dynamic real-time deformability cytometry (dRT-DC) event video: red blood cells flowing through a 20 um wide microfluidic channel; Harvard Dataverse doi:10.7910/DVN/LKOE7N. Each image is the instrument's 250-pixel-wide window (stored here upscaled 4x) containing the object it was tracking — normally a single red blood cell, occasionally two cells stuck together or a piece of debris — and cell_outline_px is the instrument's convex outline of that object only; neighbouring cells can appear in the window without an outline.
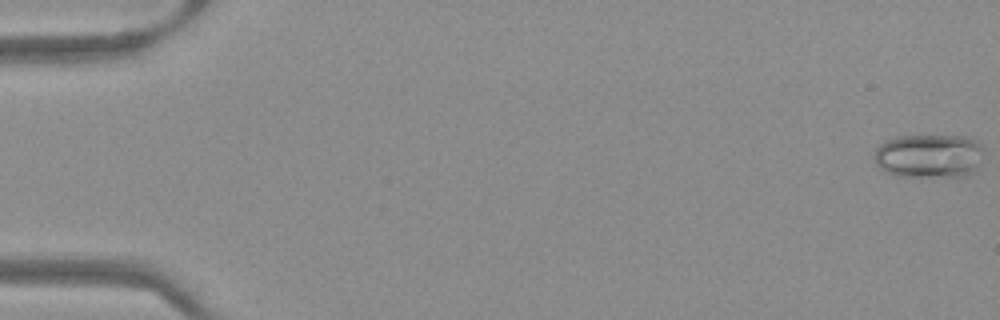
{"species": "Egyptian fruit bat (a non-hibernating species)", "species_latin": "Rousettus aegyptiacus", "temperature_condition": "warm", "stored_images_in_passage": 49, "camera_frame_rate_fps": 3000, "um_per_image_px": 0.085, "frame": {"image": 1, "passage_image": 1, "time_ms": 0.0, "image_size_px": [1000, 320], "cell_outline_px": [[984, 152], [980, 164], [968, 176], [896, 176], [880, 168], [876, 164], [876, 148], [880, 144], [896, 136], [972, 136], [984, 148]], "centroid_in_image_um": [79.03, 13.24], "position_along_channel_um": 6.0, "area_um2": 28.15}}
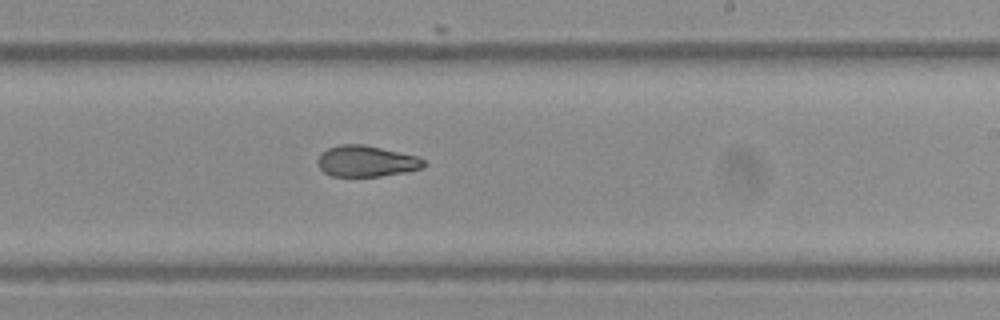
{"frame": {"image": 2, "passage_image": 32, "time_ms": 10.333, "image_size_px": [1000, 320], "cell_outline_px": [[428, 164], [424, 168], [404, 172], [380, 176], [332, 176], [324, 172], [320, 168], [316, 160], [328, 148], [340, 144], [364, 144], [420, 156]], "centroid_in_image_um": [31.19, 13.69], "position_along_channel_um": 257.8, "area_um2": 19.36}}
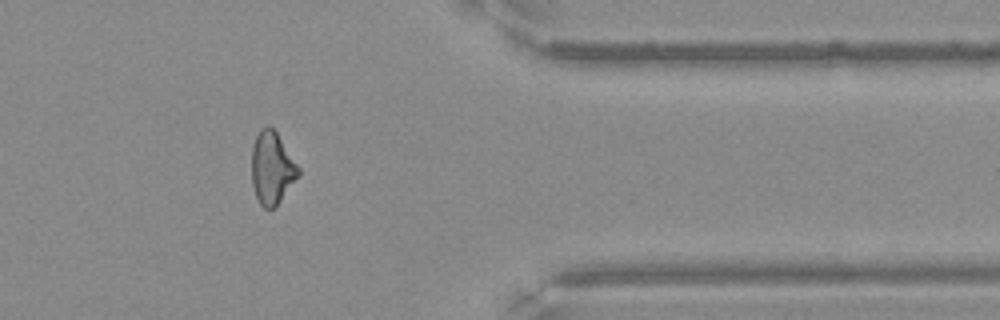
{"frame": {"image": 3, "passage_image": 43, "time_ms": 14.0, "image_size_px": [1000, 320], "cell_outline_px": [[300, 176], [280, 200], [272, 208], [264, 208], [260, 204], [256, 196], [252, 184], [252, 148], [256, 136], [260, 128], [268, 124], [276, 132], [300, 168]], "centroid_in_image_um": [23.12, 14.26], "position_along_channel_um": 388.3, "area_um2": 19.59}}